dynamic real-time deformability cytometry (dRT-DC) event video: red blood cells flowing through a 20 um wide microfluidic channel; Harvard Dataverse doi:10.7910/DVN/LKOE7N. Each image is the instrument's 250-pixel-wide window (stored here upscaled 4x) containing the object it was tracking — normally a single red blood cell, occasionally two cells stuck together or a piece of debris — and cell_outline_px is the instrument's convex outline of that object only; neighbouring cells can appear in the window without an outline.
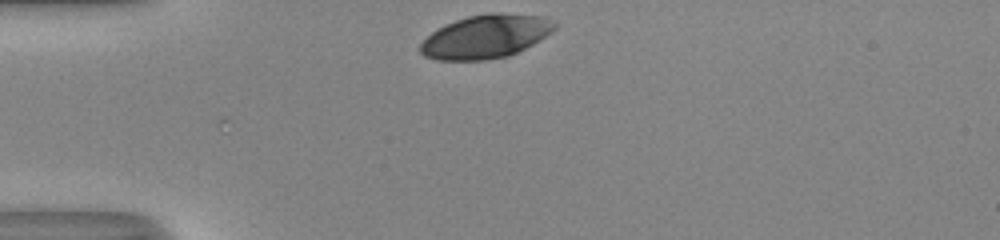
{"species": "human", "species_latin": "Homo sapiens", "temperature_condition": "room temperature", "stored_images_in_passage": 29, "camera_frame_rate_fps": 3000, "um_per_image_px": 0.085, "donor": {"sex": "male"}, "frame": {"image": 1, "passage_image": 1, "time_ms": 0.0, "image_size_px": [1000, 240], "cell_outline_px": [[556, 28], [552, 32], [532, 44], [508, 56], [488, 60], [436, 60], [424, 56], [420, 52], [420, 44], [432, 32], [444, 24], [468, 16], [492, 12], [544, 16], [556, 24]], "centroid_in_image_um": [41.27, 3.1], "position_along_channel_um": 43.7, "area_um2": 33.93}}
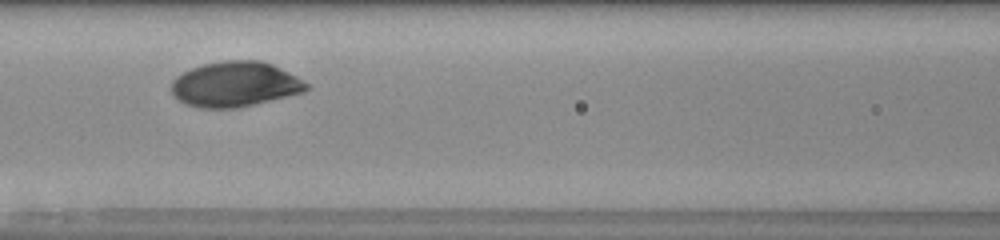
{"frame": {"image": 2, "passage_image": 11, "time_ms": 3.333, "image_size_px": [1000, 240], "cell_outline_px": [[308, 88], [304, 92], [288, 96], [236, 108], [200, 108], [188, 104], [172, 96], [172, 80], [176, 76], [192, 68], [204, 64], [224, 60], [260, 60], [272, 64], [296, 76], [308, 84]], "centroid_in_image_um": [19.97, 7.16], "position_along_channel_um": 146.6, "area_um2": 35.32}}
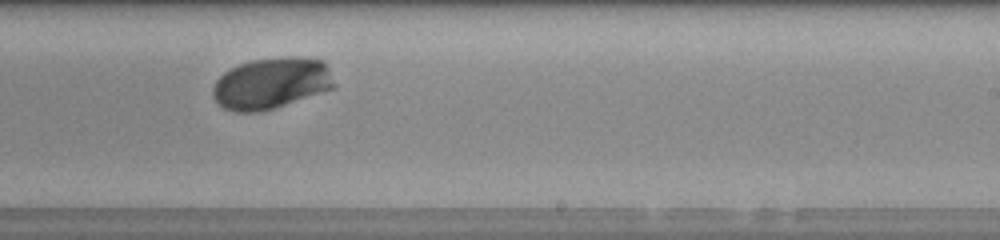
{"frame": {"image": 3, "passage_image": 20, "time_ms": 6.333, "image_size_px": [1000, 240], "cell_outline_px": [[336, 88], [272, 108], [256, 112], [236, 112], [224, 108], [212, 96], [212, 88], [216, 80], [224, 72], [240, 64], [252, 60], [288, 56], [296, 56], [324, 60], [336, 84]], "centroid_in_image_um": [23.08, 7.06], "position_along_channel_um": 265.9, "area_um2": 36.24}, "authors_computed_cell_mechanics": {"area_um2": 35.258, "velocity_mm_per_s": 3.9978, "shape_relaxation_time_tau1_ms": 1.6957, "shape_relaxation_time_tau2_ms": null, "deformation_change_tau1": 0.1161, "deformation_change_tau2": null}}